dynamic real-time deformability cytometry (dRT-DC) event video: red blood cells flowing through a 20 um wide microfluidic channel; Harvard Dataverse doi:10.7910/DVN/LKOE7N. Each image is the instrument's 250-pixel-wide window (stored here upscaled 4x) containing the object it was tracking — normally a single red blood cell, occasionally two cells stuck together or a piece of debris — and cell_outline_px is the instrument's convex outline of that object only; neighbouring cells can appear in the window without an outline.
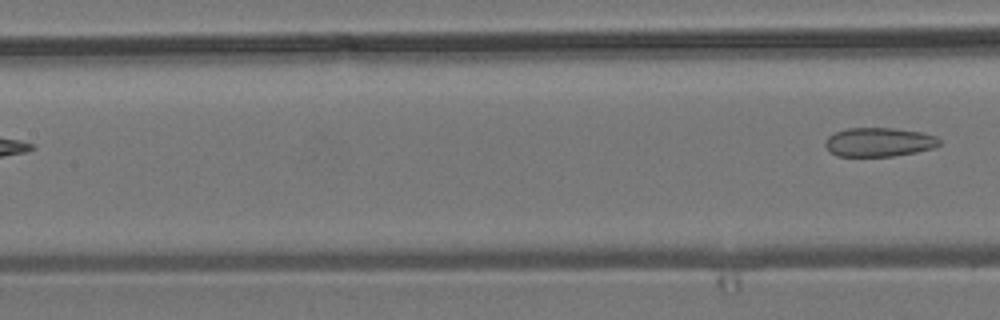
{"species": "common noctule bat (a hibernating species)", "species_latin": "Nyctalus noctula", "temperature_condition": "room temperature", "stored_images_in_passage": 6, "segment_of_instrument_passage": [2, 2], "camera_frame_rate_fps": 3000, "um_per_image_px": 0.085, "animal": {"sex": "male", "body_mass_g": 19.2, "forearm_length_mm": 51.8}, "frame": {"image": 1, "passage_image": 6, "time_ms": 6.0, "image_size_px": [1000, 320], "cell_outline_px": [[940, 144], [932, 148], [916, 152], [892, 156], [836, 156], [828, 152], [824, 144], [824, 140], [828, 136], [836, 132], [848, 128], [892, 128], [920, 132], [936, 136], [940, 140]], "centroid_in_image_um": [74.66, 12.08], "position_along_channel_um": 132.7, "area_um2": 19.31}}